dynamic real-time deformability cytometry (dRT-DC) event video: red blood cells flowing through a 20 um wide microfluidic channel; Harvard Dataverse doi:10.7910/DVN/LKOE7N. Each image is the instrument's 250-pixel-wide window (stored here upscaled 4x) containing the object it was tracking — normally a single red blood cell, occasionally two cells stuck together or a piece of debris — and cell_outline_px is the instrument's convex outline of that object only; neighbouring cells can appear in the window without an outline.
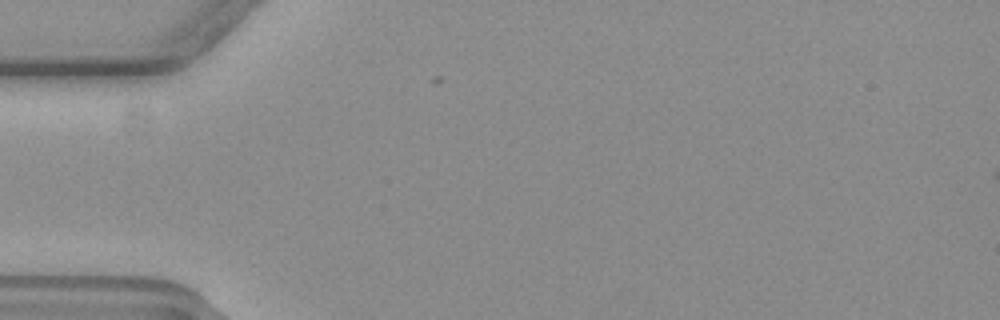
{"species": "common noctule bat (a hibernating species)", "species_latin": "Nyctalus noctula", "temperature_condition": "warm", "stored_images_in_passage": 12, "camera_frame_rate_fps": 3000, "um_per_image_px": 0.085, "animal": {"sex": "female", "body_mass_g": 19.3, "forearm_length_mm": 54.1}, "frame": {"image": 1, "passage_image": 3, "time_ms": 0.667, "image_size_px": [1000, 320], "cell_outline_px": [[112, 148], [108, 156], [104, 156], [36, 152], [28, 148], [24, 144], [36, 136], [44, 132], [112, 136]], "centroid_in_image_um": [6.06, 12.24], "position_along_channel_um": 78.9, "area_um2": 11.73}}